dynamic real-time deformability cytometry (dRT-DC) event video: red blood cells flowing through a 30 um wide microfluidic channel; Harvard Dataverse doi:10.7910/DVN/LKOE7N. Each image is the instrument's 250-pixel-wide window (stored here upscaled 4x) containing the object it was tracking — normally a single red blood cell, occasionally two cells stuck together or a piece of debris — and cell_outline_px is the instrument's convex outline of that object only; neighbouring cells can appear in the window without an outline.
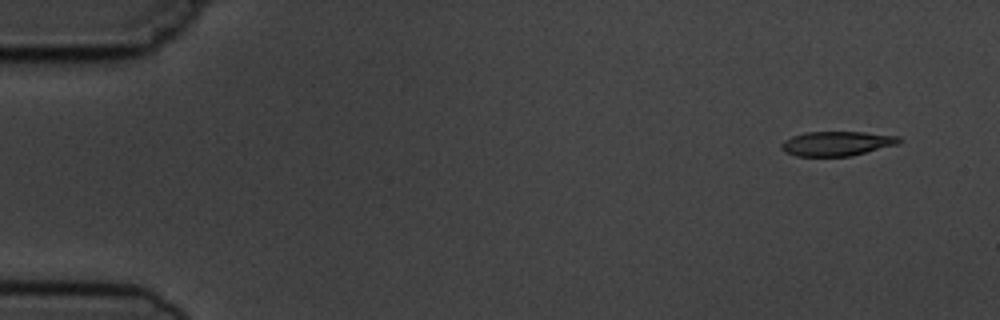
{"species": "common noctule bat (a hibernating species)", "species_latin": "Nyctalus noctula", "temperature_condition": "cold", "stored_images_in_passage": 5, "camera_frame_rate_fps": 3000, "um_per_image_px": 0.085, "animal": {"sex": "male", "body_mass_g": 19.5, "forearm_length_mm": 54.6}, "frame": {"image": 1, "passage_image": 1, "time_ms": 0.0, "image_size_px": [1000, 320], "cell_outline_px": [[900, 144], [852, 156], [796, 156], [784, 152], [780, 148], [780, 144], [784, 140], [792, 136], [804, 132], [864, 132], [900, 136]], "centroid_in_image_um": [71.13, 12.2], "position_along_channel_um": 13.9, "area_um2": 17.05}}
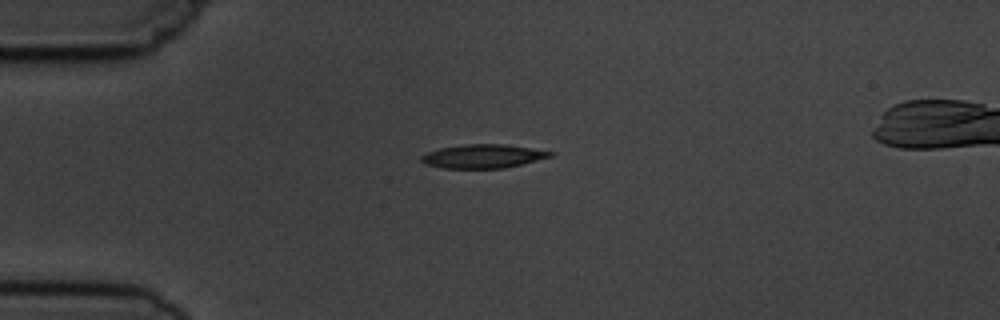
{"frame": {"image": 2, "passage_image": 4, "time_ms": 3.333, "image_size_px": [1000, 320], "cell_outline_px": [[556, 152], [552, 156], [504, 168], [440, 168], [424, 164], [420, 160], [420, 156], [428, 152], [440, 148], [468, 144], [504, 144]], "centroid_in_image_um": [41.02, 13.28], "position_along_channel_um": 44.0, "area_um2": 17.69}}